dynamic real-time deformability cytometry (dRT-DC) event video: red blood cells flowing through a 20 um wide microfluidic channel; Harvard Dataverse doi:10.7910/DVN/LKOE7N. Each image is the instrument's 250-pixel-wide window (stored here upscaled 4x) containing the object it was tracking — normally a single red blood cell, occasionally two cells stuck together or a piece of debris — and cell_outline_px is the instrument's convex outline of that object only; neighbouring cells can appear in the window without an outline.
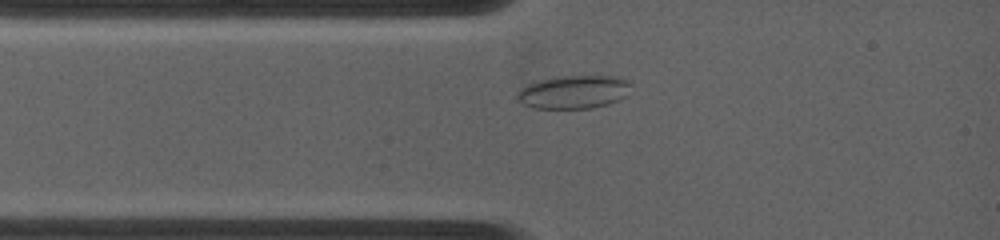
{"species": "common noctule bat (a hibernating species)", "species_latin": "Nyctalus noctula", "temperature_condition": "warm", "stored_images_in_passage": 20, "camera_frame_rate_fps": 4500, "um_per_image_px": 0.085, "animal": {"sex": "female", "body_mass_g": 19.0, "forearm_length_mm": 53.3}, "frame": {"image": 1, "passage_image": 9, "time_ms": 1.778, "image_size_px": [1000, 240], "cell_outline_px": [[632, 84], [628, 96], [608, 104], [592, 108], [532, 108], [516, 100], [516, 96], [520, 88], [536, 80], [560, 76], [616, 76], [628, 80]], "centroid_in_image_um": [48.78, 7.81], "position_along_channel_um": 36.2, "area_um2": 22.37}}
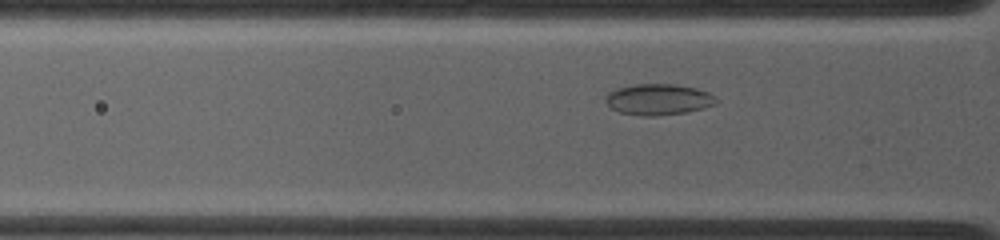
{"frame": {"image": 2, "passage_image": 13, "time_ms": 2.667, "image_size_px": [1000, 240], "cell_outline_px": [[716, 104], [704, 108], [684, 112], [656, 116], [640, 116], [620, 112], [612, 108], [604, 100], [604, 96], [608, 92], [616, 88], [636, 84], [676, 84], [696, 88], [708, 92], [716, 100]], "centroid_in_image_um": [55.92, 8.45], "position_along_channel_um": 69.9, "area_um2": 20.0}}
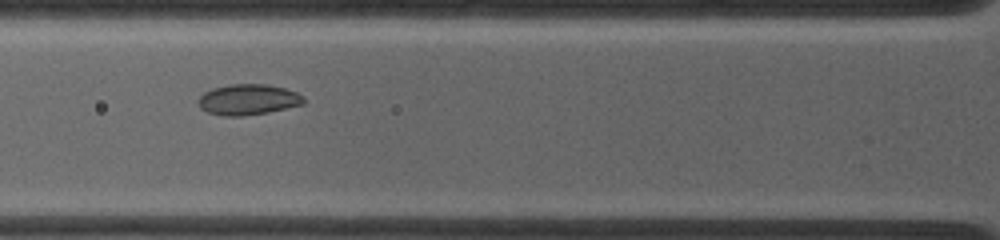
{"frame": {"image": 3, "passage_image": 17, "time_ms": 3.556, "image_size_px": [1000, 240], "cell_outline_px": [[304, 104], [268, 112], [240, 116], [224, 116], [208, 112], [200, 108], [200, 96], [204, 92], [212, 88], [228, 84], [268, 84], [284, 88], [296, 92], [304, 96]], "centroid_in_image_um": [21.1, 8.45], "position_along_channel_um": 104.7, "area_um2": 18.79}}